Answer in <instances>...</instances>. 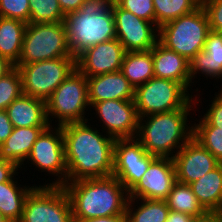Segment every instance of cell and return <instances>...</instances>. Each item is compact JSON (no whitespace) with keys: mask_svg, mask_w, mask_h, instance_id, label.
I'll return each mask as SVG.
<instances>
[{"mask_svg":"<svg viewBox=\"0 0 222 222\" xmlns=\"http://www.w3.org/2000/svg\"><path fill=\"white\" fill-rule=\"evenodd\" d=\"M93 126L88 121L61 126L67 182L112 176L116 139Z\"/></svg>","mask_w":222,"mask_h":222,"instance_id":"6da1fadb","label":"cell"},{"mask_svg":"<svg viewBox=\"0 0 222 222\" xmlns=\"http://www.w3.org/2000/svg\"><path fill=\"white\" fill-rule=\"evenodd\" d=\"M72 209L73 220L126 213L129 192L115 177L87 178L63 185Z\"/></svg>","mask_w":222,"mask_h":222,"instance_id":"7a4b0ae2","label":"cell"},{"mask_svg":"<svg viewBox=\"0 0 222 222\" xmlns=\"http://www.w3.org/2000/svg\"><path fill=\"white\" fill-rule=\"evenodd\" d=\"M198 100V96L194 94L195 102L192 100L183 109L139 117L135 139L147 153L155 157L173 158L193 137V125L188 123L187 118H192L189 116L192 113L189 112L194 111L195 103L199 105L196 102Z\"/></svg>","mask_w":222,"mask_h":222,"instance_id":"3957f363","label":"cell"},{"mask_svg":"<svg viewBox=\"0 0 222 222\" xmlns=\"http://www.w3.org/2000/svg\"><path fill=\"white\" fill-rule=\"evenodd\" d=\"M69 48L75 58L89 47L115 39L112 0H94L64 19Z\"/></svg>","mask_w":222,"mask_h":222,"instance_id":"277c9868","label":"cell"},{"mask_svg":"<svg viewBox=\"0 0 222 222\" xmlns=\"http://www.w3.org/2000/svg\"><path fill=\"white\" fill-rule=\"evenodd\" d=\"M87 109H90L87 77L76 68L46 101L47 120L51 126L54 118L57 126L92 121L85 117Z\"/></svg>","mask_w":222,"mask_h":222,"instance_id":"5b68a950","label":"cell"},{"mask_svg":"<svg viewBox=\"0 0 222 222\" xmlns=\"http://www.w3.org/2000/svg\"><path fill=\"white\" fill-rule=\"evenodd\" d=\"M209 31L207 14L203 7H198L193 12L162 25L158 41L189 61L197 52L204 50Z\"/></svg>","mask_w":222,"mask_h":222,"instance_id":"8992f818","label":"cell"},{"mask_svg":"<svg viewBox=\"0 0 222 222\" xmlns=\"http://www.w3.org/2000/svg\"><path fill=\"white\" fill-rule=\"evenodd\" d=\"M74 57L68 44L65 22L28 23L17 64Z\"/></svg>","mask_w":222,"mask_h":222,"instance_id":"52a82bcc","label":"cell"},{"mask_svg":"<svg viewBox=\"0 0 222 222\" xmlns=\"http://www.w3.org/2000/svg\"><path fill=\"white\" fill-rule=\"evenodd\" d=\"M25 95L47 101L56 88L76 69L75 57H58L29 64H16Z\"/></svg>","mask_w":222,"mask_h":222,"instance_id":"ba28073f","label":"cell"},{"mask_svg":"<svg viewBox=\"0 0 222 222\" xmlns=\"http://www.w3.org/2000/svg\"><path fill=\"white\" fill-rule=\"evenodd\" d=\"M179 82L153 77L135 88L134 103L139 117L185 108L194 98ZM189 93H192L191 95Z\"/></svg>","mask_w":222,"mask_h":222,"instance_id":"9c48e42d","label":"cell"},{"mask_svg":"<svg viewBox=\"0 0 222 222\" xmlns=\"http://www.w3.org/2000/svg\"><path fill=\"white\" fill-rule=\"evenodd\" d=\"M20 222H74L63 186H35L25 199Z\"/></svg>","mask_w":222,"mask_h":222,"instance_id":"30bf717a","label":"cell"},{"mask_svg":"<svg viewBox=\"0 0 222 222\" xmlns=\"http://www.w3.org/2000/svg\"><path fill=\"white\" fill-rule=\"evenodd\" d=\"M26 160L41 172L56 177L55 181L44 185L63 186L67 182V166L61 126L49 125L33 144Z\"/></svg>","mask_w":222,"mask_h":222,"instance_id":"8fae6325","label":"cell"},{"mask_svg":"<svg viewBox=\"0 0 222 222\" xmlns=\"http://www.w3.org/2000/svg\"><path fill=\"white\" fill-rule=\"evenodd\" d=\"M155 158L135 138L116 139L112 176L130 192Z\"/></svg>","mask_w":222,"mask_h":222,"instance_id":"7c38bea8","label":"cell"},{"mask_svg":"<svg viewBox=\"0 0 222 222\" xmlns=\"http://www.w3.org/2000/svg\"><path fill=\"white\" fill-rule=\"evenodd\" d=\"M116 38L126 52L149 51L158 42L159 28L151 22L137 17L119 7L112 0Z\"/></svg>","mask_w":222,"mask_h":222,"instance_id":"4fadbf2b","label":"cell"},{"mask_svg":"<svg viewBox=\"0 0 222 222\" xmlns=\"http://www.w3.org/2000/svg\"><path fill=\"white\" fill-rule=\"evenodd\" d=\"M102 131L115 139L135 138L138 131L139 116L134 100H106L92 103Z\"/></svg>","mask_w":222,"mask_h":222,"instance_id":"5bb4252c","label":"cell"},{"mask_svg":"<svg viewBox=\"0 0 222 222\" xmlns=\"http://www.w3.org/2000/svg\"><path fill=\"white\" fill-rule=\"evenodd\" d=\"M126 50L115 38L89 47L76 57V68L86 77L121 71Z\"/></svg>","mask_w":222,"mask_h":222,"instance_id":"9a60e30c","label":"cell"},{"mask_svg":"<svg viewBox=\"0 0 222 222\" xmlns=\"http://www.w3.org/2000/svg\"><path fill=\"white\" fill-rule=\"evenodd\" d=\"M175 182L173 159L156 157L142 179L129 192V198L165 200Z\"/></svg>","mask_w":222,"mask_h":222,"instance_id":"2e32d148","label":"cell"},{"mask_svg":"<svg viewBox=\"0 0 222 222\" xmlns=\"http://www.w3.org/2000/svg\"><path fill=\"white\" fill-rule=\"evenodd\" d=\"M172 159L176 181L183 184H190L200 179L220 164L213 154L193 137Z\"/></svg>","mask_w":222,"mask_h":222,"instance_id":"e0dca14e","label":"cell"},{"mask_svg":"<svg viewBox=\"0 0 222 222\" xmlns=\"http://www.w3.org/2000/svg\"><path fill=\"white\" fill-rule=\"evenodd\" d=\"M89 104L106 100H134L135 88L121 71L87 77Z\"/></svg>","mask_w":222,"mask_h":222,"instance_id":"ac0fdd59","label":"cell"},{"mask_svg":"<svg viewBox=\"0 0 222 222\" xmlns=\"http://www.w3.org/2000/svg\"><path fill=\"white\" fill-rule=\"evenodd\" d=\"M151 51L154 77L176 81L182 84L187 90L192 89L189 61L184 56L167 49L159 41Z\"/></svg>","mask_w":222,"mask_h":222,"instance_id":"d6986e66","label":"cell"},{"mask_svg":"<svg viewBox=\"0 0 222 222\" xmlns=\"http://www.w3.org/2000/svg\"><path fill=\"white\" fill-rule=\"evenodd\" d=\"M189 72L192 80L200 73L208 79H222V33L210 30L204 50L197 52L189 60Z\"/></svg>","mask_w":222,"mask_h":222,"instance_id":"ffe728a7","label":"cell"},{"mask_svg":"<svg viewBox=\"0 0 222 222\" xmlns=\"http://www.w3.org/2000/svg\"><path fill=\"white\" fill-rule=\"evenodd\" d=\"M47 127L13 128L11 135L0 144V158L13 162L19 169L22 168L26 163L33 144Z\"/></svg>","mask_w":222,"mask_h":222,"instance_id":"44dd1931","label":"cell"},{"mask_svg":"<svg viewBox=\"0 0 222 222\" xmlns=\"http://www.w3.org/2000/svg\"><path fill=\"white\" fill-rule=\"evenodd\" d=\"M13 128L49 126L46 102L22 93L6 109Z\"/></svg>","mask_w":222,"mask_h":222,"instance_id":"7402d4cb","label":"cell"},{"mask_svg":"<svg viewBox=\"0 0 222 222\" xmlns=\"http://www.w3.org/2000/svg\"><path fill=\"white\" fill-rule=\"evenodd\" d=\"M189 185L207 212L222 213V163Z\"/></svg>","mask_w":222,"mask_h":222,"instance_id":"603a6c76","label":"cell"},{"mask_svg":"<svg viewBox=\"0 0 222 222\" xmlns=\"http://www.w3.org/2000/svg\"><path fill=\"white\" fill-rule=\"evenodd\" d=\"M17 179L13 176L8 182L0 183V212L10 222H20L25 199L36 186L19 185Z\"/></svg>","mask_w":222,"mask_h":222,"instance_id":"cb8c5ba5","label":"cell"},{"mask_svg":"<svg viewBox=\"0 0 222 222\" xmlns=\"http://www.w3.org/2000/svg\"><path fill=\"white\" fill-rule=\"evenodd\" d=\"M27 23L0 16V56L16 65L20 59Z\"/></svg>","mask_w":222,"mask_h":222,"instance_id":"d4e9b609","label":"cell"},{"mask_svg":"<svg viewBox=\"0 0 222 222\" xmlns=\"http://www.w3.org/2000/svg\"><path fill=\"white\" fill-rule=\"evenodd\" d=\"M121 72L136 88L154 77L152 51L126 52Z\"/></svg>","mask_w":222,"mask_h":222,"instance_id":"484cf974","label":"cell"},{"mask_svg":"<svg viewBox=\"0 0 222 222\" xmlns=\"http://www.w3.org/2000/svg\"><path fill=\"white\" fill-rule=\"evenodd\" d=\"M169 211L165 200L129 198L126 206L128 222H166Z\"/></svg>","mask_w":222,"mask_h":222,"instance_id":"4316f807","label":"cell"},{"mask_svg":"<svg viewBox=\"0 0 222 222\" xmlns=\"http://www.w3.org/2000/svg\"><path fill=\"white\" fill-rule=\"evenodd\" d=\"M169 210L201 217L207 211L201 206L189 184L175 182L165 199Z\"/></svg>","mask_w":222,"mask_h":222,"instance_id":"83f0119b","label":"cell"},{"mask_svg":"<svg viewBox=\"0 0 222 222\" xmlns=\"http://www.w3.org/2000/svg\"><path fill=\"white\" fill-rule=\"evenodd\" d=\"M155 9V25H162L193 12L198 6L192 0H152Z\"/></svg>","mask_w":222,"mask_h":222,"instance_id":"f1b7e54d","label":"cell"},{"mask_svg":"<svg viewBox=\"0 0 222 222\" xmlns=\"http://www.w3.org/2000/svg\"><path fill=\"white\" fill-rule=\"evenodd\" d=\"M29 23L63 22V13L58 0H29Z\"/></svg>","mask_w":222,"mask_h":222,"instance_id":"f546056e","label":"cell"},{"mask_svg":"<svg viewBox=\"0 0 222 222\" xmlns=\"http://www.w3.org/2000/svg\"><path fill=\"white\" fill-rule=\"evenodd\" d=\"M22 93V78L20 71L15 67L0 78V110H5Z\"/></svg>","mask_w":222,"mask_h":222,"instance_id":"4dcf8cb0","label":"cell"},{"mask_svg":"<svg viewBox=\"0 0 222 222\" xmlns=\"http://www.w3.org/2000/svg\"><path fill=\"white\" fill-rule=\"evenodd\" d=\"M193 138L222 163V130L218 127H193Z\"/></svg>","mask_w":222,"mask_h":222,"instance_id":"1f68e13d","label":"cell"},{"mask_svg":"<svg viewBox=\"0 0 222 222\" xmlns=\"http://www.w3.org/2000/svg\"><path fill=\"white\" fill-rule=\"evenodd\" d=\"M0 16L29 23V0H0Z\"/></svg>","mask_w":222,"mask_h":222,"instance_id":"d6a6232c","label":"cell"},{"mask_svg":"<svg viewBox=\"0 0 222 222\" xmlns=\"http://www.w3.org/2000/svg\"><path fill=\"white\" fill-rule=\"evenodd\" d=\"M214 96L207 112L199 118V124L195 122L193 127H218V130H222V88Z\"/></svg>","mask_w":222,"mask_h":222,"instance_id":"836d02e7","label":"cell"},{"mask_svg":"<svg viewBox=\"0 0 222 222\" xmlns=\"http://www.w3.org/2000/svg\"><path fill=\"white\" fill-rule=\"evenodd\" d=\"M119 7L139 18L155 24V9L152 0H113Z\"/></svg>","mask_w":222,"mask_h":222,"instance_id":"e575fe53","label":"cell"},{"mask_svg":"<svg viewBox=\"0 0 222 222\" xmlns=\"http://www.w3.org/2000/svg\"><path fill=\"white\" fill-rule=\"evenodd\" d=\"M210 30L222 33V0H208L203 6Z\"/></svg>","mask_w":222,"mask_h":222,"instance_id":"d590c367","label":"cell"},{"mask_svg":"<svg viewBox=\"0 0 222 222\" xmlns=\"http://www.w3.org/2000/svg\"><path fill=\"white\" fill-rule=\"evenodd\" d=\"M13 162L0 158V183L8 182L13 176H18V169Z\"/></svg>","mask_w":222,"mask_h":222,"instance_id":"8d00e7d4","label":"cell"},{"mask_svg":"<svg viewBox=\"0 0 222 222\" xmlns=\"http://www.w3.org/2000/svg\"><path fill=\"white\" fill-rule=\"evenodd\" d=\"M94 0H58L59 5L65 15L80 10Z\"/></svg>","mask_w":222,"mask_h":222,"instance_id":"74e56055","label":"cell"},{"mask_svg":"<svg viewBox=\"0 0 222 222\" xmlns=\"http://www.w3.org/2000/svg\"><path fill=\"white\" fill-rule=\"evenodd\" d=\"M13 125L5 110H0V144H2L12 133Z\"/></svg>","mask_w":222,"mask_h":222,"instance_id":"f35d334b","label":"cell"},{"mask_svg":"<svg viewBox=\"0 0 222 222\" xmlns=\"http://www.w3.org/2000/svg\"><path fill=\"white\" fill-rule=\"evenodd\" d=\"M74 222H128L127 214H118L106 217H96L82 220H74Z\"/></svg>","mask_w":222,"mask_h":222,"instance_id":"ab89813d","label":"cell"},{"mask_svg":"<svg viewBox=\"0 0 222 222\" xmlns=\"http://www.w3.org/2000/svg\"><path fill=\"white\" fill-rule=\"evenodd\" d=\"M194 218L190 214L170 210L166 222H192Z\"/></svg>","mask_w":222,"mask_h":222,"instance_id":"60d3db41","label":"cell"},{"mask_svg":"<svg viewBox=\"0 0 222 222\" xmlns=\"http://www.w3.org/2000/svg\"><path fill=\"white\" fill-rule=\"evenodd\" d=\"M192 222H222V213L207 212L201 217H195Z\"/></svg>","mask_w":222,"mask_h":222,"instance_id":"b9f144b4","label":"cell"},{"mask_svg":"<svg viewBox=\"0 0 222 222\" xmlns=\"http://www.w3.org/2000/svg\"><path fill=\"white\" fill-rule=\"evenodd\" d=\"M15 68V65L7 58L0 56V78L6 76Z\"/></svg>","mask_w":222,"mask_h":222,"instance_id":"7bdbcfd3","label":"cell"},{"mask_svg":"<svg viewBox=\"0 0 222 222\" xmlns=\"http://www.w3.org/2000/svg\"><path fill=\"white\" fill-rule=\"evenodd\" d=\"M198 7H203L208 0H192Z\"/></svg>","mask_w":222,"mask_h":222,"instance_id":"ee69618b","label":"cell"},{"mask_svg":"<svg viewBox=\"0 0 222 222\" xmlns=\"http://www.w3.org/2000/svg\"><path fill=\"white\" fill-rule=\"evenodd\" d=\"M0 222H10V221L0 212Z\"/></svg>","mask_w":222,"mask_h":222,"instance_id":"f6af8a7d","label":"cell"}]
</instances>
